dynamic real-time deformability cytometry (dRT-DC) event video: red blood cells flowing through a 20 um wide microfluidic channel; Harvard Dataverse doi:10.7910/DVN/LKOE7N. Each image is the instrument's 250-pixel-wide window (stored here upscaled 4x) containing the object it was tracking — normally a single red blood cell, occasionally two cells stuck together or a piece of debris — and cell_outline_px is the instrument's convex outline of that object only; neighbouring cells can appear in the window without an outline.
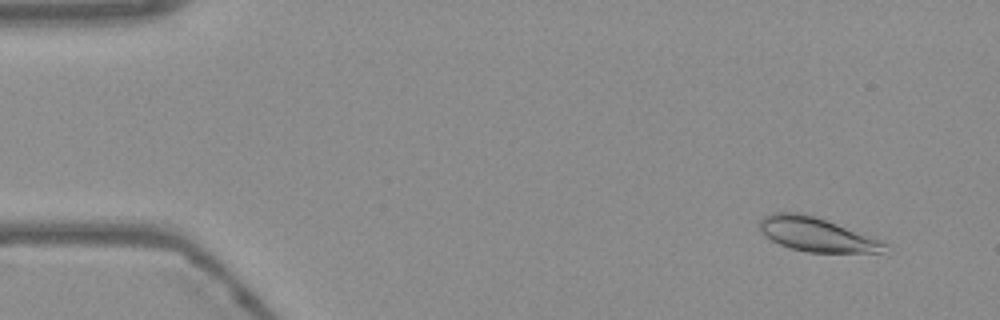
{"species": "Egyptian fruit bat (a non-hibernating species)", "species_latin": "Rousettus aegyptiacus", "temperature_condition": "warm", "stored_images_in_passage": 54, "camera_frame_rate_fps": 3000, "um_per_image_px": 0.085, "frame": {"image": 1, "passage_image": 4, "time_ms": 1.0, "image_size_px": [1000, 320], "cell_outline_px": [[888, 256], [808, 252], [792, 248], [780, 244], [764, 236], [760, 228], [760, 220], [764, 216], [772, 212], [804, 212], [884, 240], [888, 244]], "centroid_in_image_um": [69.63, 19.99], "position_along_channel_um": 15.4, "area_um2": 26.18}}
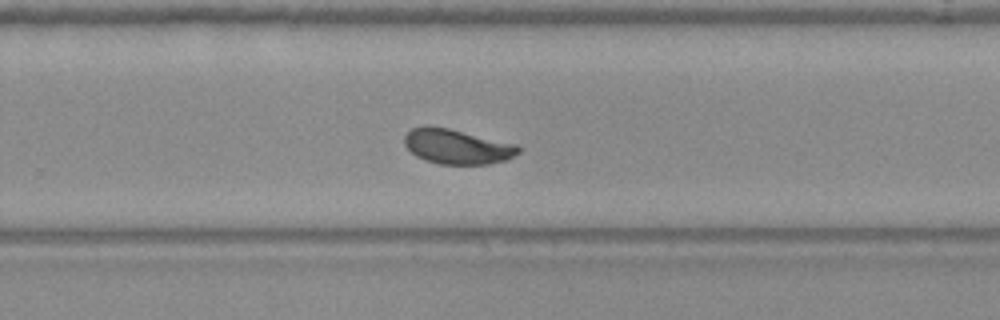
{"frame": {"image": 2, "passage_image": 35, "time_ms": 11.333, "image_size_px": [1000, 320], "cell_outline_px": [[520, 152], [508, 160], [488, 164], [440, 164], [424, 160], [416, 156], [404, 144], [404, 136], [412, 128], [448, 128], [516, 144], [520, 148]], "centroid_in_image_um": [38.89, 12.49], "position_along_channel_um": 290.9, "area_um2": 22.72}}
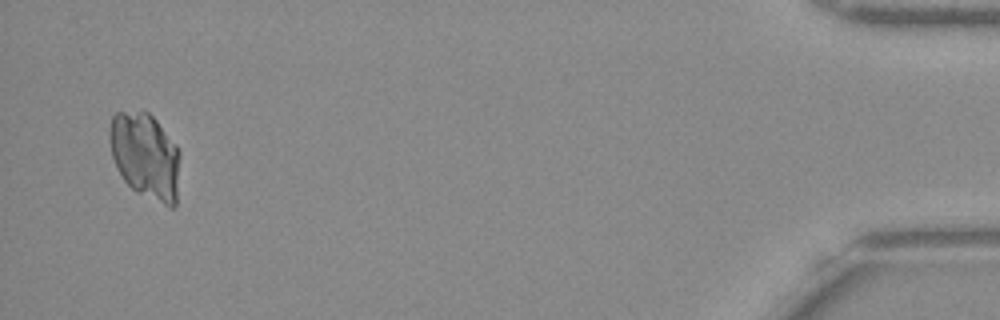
{"frame": {"image": 3, "passage_image": 53, "time_ms": 17.333, "image_size_px": [1000, 320], "cell_outline_px": [[180, 156], [176, 208], [172, 208], [136, 192], [124, 180], [116, 168], [112, 156], [108, 136], [108, 128], [112, 116], [116, 112], [148, 112], [156, 120], [176, 144], [180, 152]], "centroid_in_image_um": [12.35, 13.26], "position_along_channel_um": 422.8, "area_um2": 35.6}, "authors_computed_cell_mechanics": {"area_um2": 23.5824, "velocity_mm_per_s": 3.7429, "shape_relaxation_time_tau1_ms": 3.729, "shape_relaxation_time_tau2_ms": 0.6186, "deformation_change_tau1": 0.1104, "deformation_change_tau2": 0.0395}}